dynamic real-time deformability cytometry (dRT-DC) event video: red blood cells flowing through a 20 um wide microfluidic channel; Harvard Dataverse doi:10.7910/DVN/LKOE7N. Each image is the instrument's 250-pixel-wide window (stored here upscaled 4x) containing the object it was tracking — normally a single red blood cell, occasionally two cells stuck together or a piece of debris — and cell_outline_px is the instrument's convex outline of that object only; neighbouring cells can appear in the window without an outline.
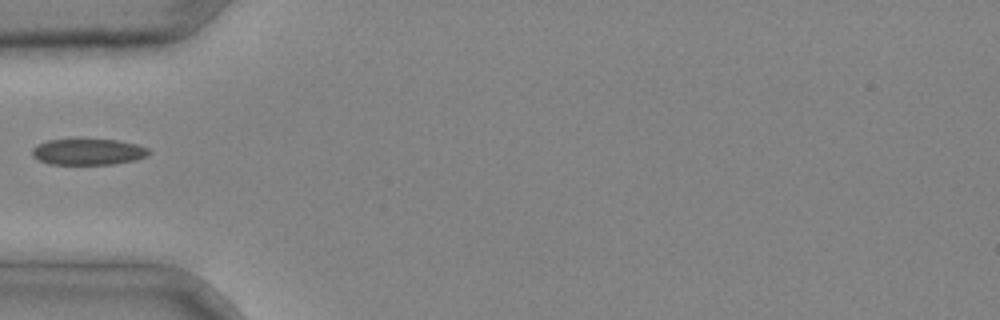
{"species": "common noctule bat (a hibernating species)", "species_latin": "Nyctalus noctula", "temperature_condition": "cold", "stored_images_in_passage": 4, "camera_frame_rate_fps": 3000, "um_per_image_px": 0.085, "animal": {"sex": "male", "body_mass_g": 20.4}, "frame": {"image": 1, "passage_image": 4, "time_ms": 1.0, "image_size_px": [1000, 320], "cell_outline_px": [[152, 152], [148, 156], [136, 160], [112, 164], [48, 164], [32, 156], [32, 148], [36, 144], [48, 140], [80, 136], [116, 140], [136, 144], [148, 148]], "centroid_in_image_um": [7.48, 12.85], "position_along_channel_um": 77.5, "area_um2": 18.73}}